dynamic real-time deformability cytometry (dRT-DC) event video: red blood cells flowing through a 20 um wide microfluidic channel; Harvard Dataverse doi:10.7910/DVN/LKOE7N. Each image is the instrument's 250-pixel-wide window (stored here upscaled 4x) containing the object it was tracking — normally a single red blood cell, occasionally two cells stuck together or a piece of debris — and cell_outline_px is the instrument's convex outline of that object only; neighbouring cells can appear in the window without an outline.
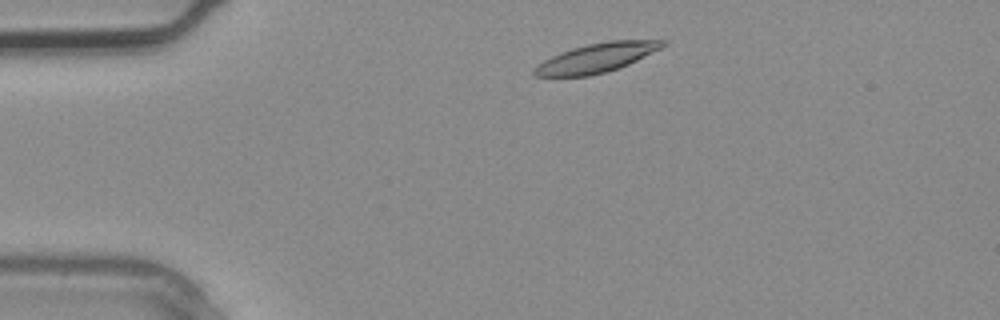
{"species": "common noctule bat (a hibernating species)", "species_latin": "Nyctalus noctula", "temperature_condition": "warm", "stored_images_in_passage": 3, "segment_of_instrument_passage": [2, 2], "camera_frame_rate_fps": 3000, "um_per_image_px": 0.085, "animal": {"sex": "male", "body_mass_g": 20.4}, "frame": {"image": 1, "passage_image": 3, "time_ms": 0.667, "image_size_px": [1000, 320], "cell_outline_px": [[668, 44], [620, 68], [588, 76], [532, 76], [532, 68], [544, 60], [560, 52], [572, 48], [588, 44], [608, 40], [668, 40]], "centroid_in_image_um": [50.68, 4.91], "position_along_channel_um": 34.3, "area_um2": 21.73}}